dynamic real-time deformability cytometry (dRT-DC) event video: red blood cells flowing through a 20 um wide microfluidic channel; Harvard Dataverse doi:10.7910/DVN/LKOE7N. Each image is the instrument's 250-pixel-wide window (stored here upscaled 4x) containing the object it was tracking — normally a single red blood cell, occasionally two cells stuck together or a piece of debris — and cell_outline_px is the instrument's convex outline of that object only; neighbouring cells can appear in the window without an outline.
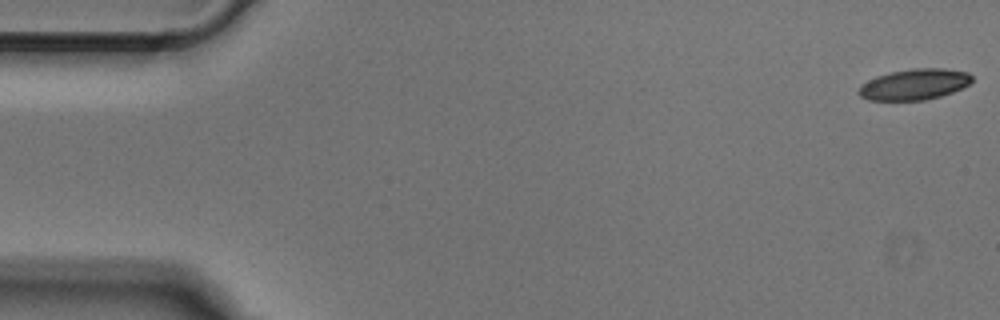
{"species": "Egyptian fruit bat (a non-hibernating species)", "species_latin": "Rousettus aegyptiacus", "temperature_condition": "cold", "stored_images_in_passage": 50, "camera_frame_rate_fps": 3000, "um_per_image_px": 0.085, "animal": {"sex": "male"}, "frame": {"image": 1, "passage_image": 1, "time_ms": 0.0, "image_size_px": [1000, 320], "cell_outline_px": [[972, 80], [968, 84], [952, 92], [940, 96], [924, 100], [868, 100], [860, 96], [856, 92], [860, 84], [876, 76], [892, 72], [912, 68], [944, 68], [968, 72], [972, 76]], "centroid_in_image_um": [77.68, 7.17], "position_along_channel_um": 7.3, "area_um2": 20.4}}
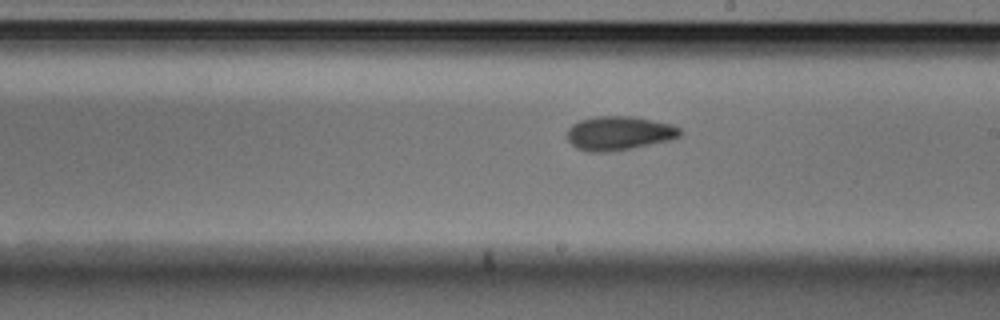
{"frame": {"image": 2, "passage_image": 28, "time_ms": 9.0, "image_size_px": [1000, 320], "cell_outline_px": [[680, 136], [668, 140], [632, 148], [608, 152], [588, 152], [576, 148], [568, 140], [568, 128], [572, 124], [580, 120], [596, 116], [632, 116], [672, 124], [680, 128]], "centroid_in_image_um": [52.59, 11.32], "position_along_channel_um": 236.4, "area_um2": 22.25}}
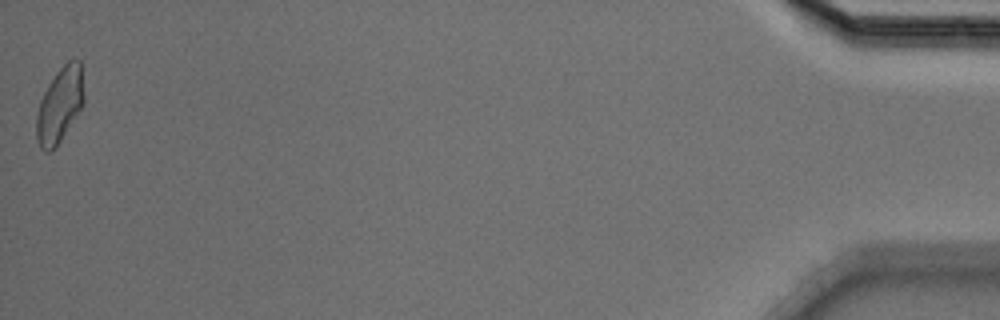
{"frame": {"image": 3, "passage_image": 50, "time_ms": 16.333, "image_size_px": [1000, 320], "cell_outline_px": [[84, 104], [56, 148], [48, 152], [44, 152], [40, 148], [36, 136], [36, 116], [40, 100], [48, 84], [56, 72], [68, 60], [80, 60], [84, 92]], "centroid_in_image_um": [5.08, 8.95], "position_along_channel_um": 430.1, "area_um2": 20.92}}